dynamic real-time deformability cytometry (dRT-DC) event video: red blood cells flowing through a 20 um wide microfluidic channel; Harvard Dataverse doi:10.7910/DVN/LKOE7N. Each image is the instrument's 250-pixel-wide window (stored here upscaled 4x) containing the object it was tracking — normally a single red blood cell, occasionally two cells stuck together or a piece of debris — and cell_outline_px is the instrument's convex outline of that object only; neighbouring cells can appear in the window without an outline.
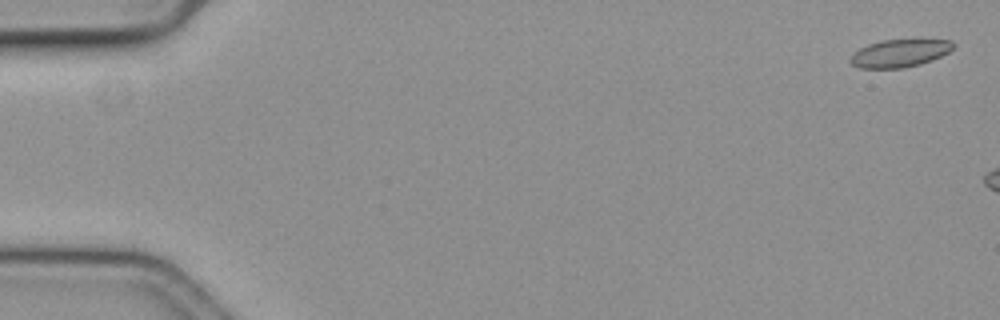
{"species": "common noctule bat (a hibernating species)", "species_latin": "Nyctalus noctula", "temperature_condition": "cold", "stored_images_in_passage": 8, "camera_frame_rate_fps": 3000, "um_per_image_px": 0.085, "animal": {"sex": "female", "body_mass_g": 19.3, "forearm_length_mm": 54.1}, "frame": {"image": 1, "passage_image": 2, "time_ms": 0.333, "image_size_px": [1000, 320], "cell_outline_px": [[956, 44], [948, 52], [932, 60], [920, 64], [904, 68], [860, 68], [852, 64], [848, 60], [860, 48], [868, 44], [880, 40], [952, 40]], "centroid_in_image_um": [76.47, 4.53], "position_along_channel_um": 8.5, "area_um2": 16.47}}